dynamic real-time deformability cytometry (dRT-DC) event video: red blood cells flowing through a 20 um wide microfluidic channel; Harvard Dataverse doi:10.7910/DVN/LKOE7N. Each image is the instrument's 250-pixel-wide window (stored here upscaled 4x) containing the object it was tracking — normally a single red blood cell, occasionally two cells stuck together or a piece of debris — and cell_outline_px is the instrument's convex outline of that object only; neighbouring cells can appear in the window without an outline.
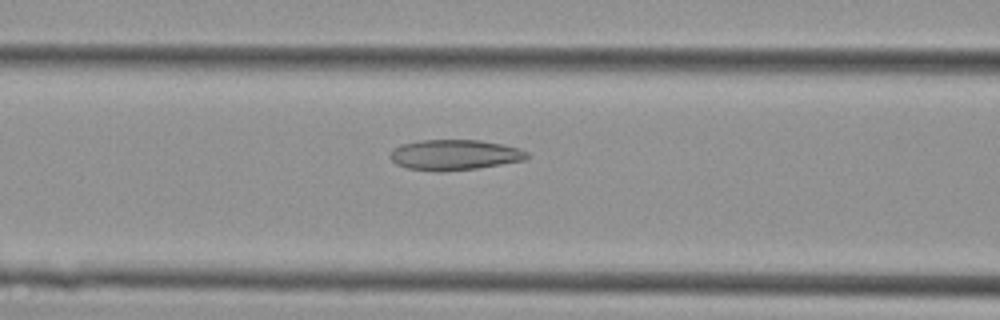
{"species": "Egyptian fruit bat (a non-hibernating species)", "species_latin": "Rousettus aegyptiacus", "temperature_condition": "cold", "stored_images_in_passage": 30, "camera_frame_rate_fps": 3000, "um_per_image_px": 0.085, "animal": {"sex": "female"}, "frame": {"image": 1, "passage_image": 13, "time_ms": 4.0, "image_size_px": [1000, 320], "cell_outline_px": [[528, 156], [524, 160], [476, 168], [444, 172], [440, 172], [408, 168], [396, 164], [388, 156], [392, 148], [400, 144], [420, 140], [480, 140], [520, 148], [528, 152]], "centroid_in_image_um": [38.58, 13.16], "position_along_channel_um": 128.0, "area_um2": 24.33}}
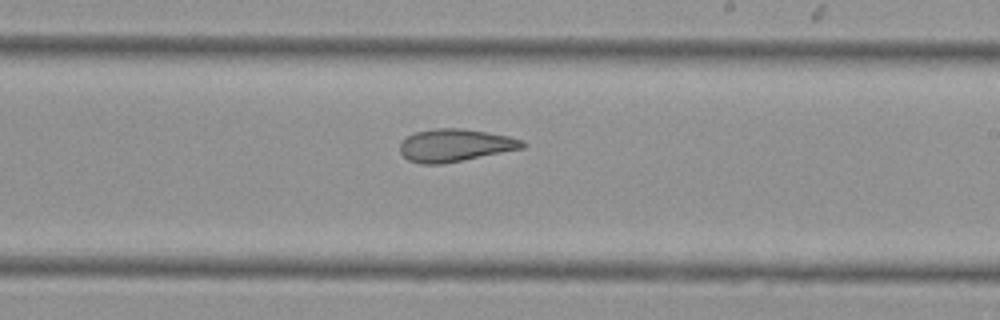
{"frame": {"image": 2, "passage_image": 21, "time_ms": 6.667, "image_size_px": [1000, 320], "cell_outline_px": [[528, 144], [524, 148], [440, 164], [420, 164], [408, 160], [400, 152], [400, 144], [408, 136], [416, 132], [436, 128], [460, 128], [488, 132], [508, 136], [524, 140]], "centroid_in_image_um": [38.7, 12.34], "position_along_channel_um": 250.3, "area_um2": 23.12}}
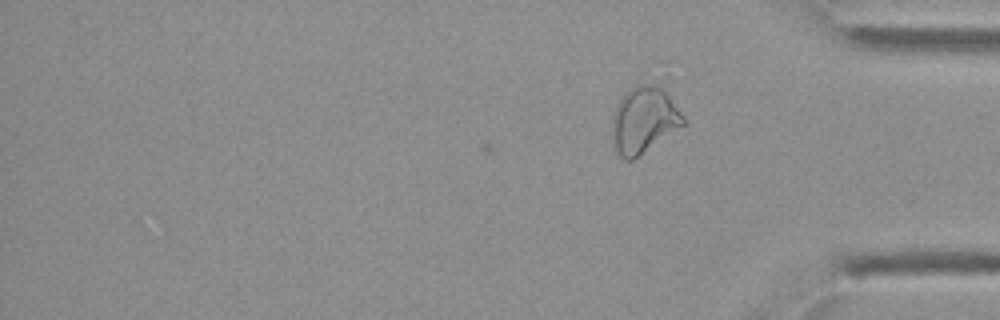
{"frame": {"image": 3, "passage_image": 30, "time_ms": 9.667, "image_size_px": [1000, 320], "cell_outline_px": [[684, 124], [632, 160], [624, 160], [620, 156], [616, 148], [612, 132], [612, 120], [616, 108], [620, 100], [632, 88], [640, 84], [656, 84], [668, 96], [684, 116]], "centroid_in_image_um": [54.72, 10.21], "position_along_channel_um": 380.5, "area_um2": 26.41}}